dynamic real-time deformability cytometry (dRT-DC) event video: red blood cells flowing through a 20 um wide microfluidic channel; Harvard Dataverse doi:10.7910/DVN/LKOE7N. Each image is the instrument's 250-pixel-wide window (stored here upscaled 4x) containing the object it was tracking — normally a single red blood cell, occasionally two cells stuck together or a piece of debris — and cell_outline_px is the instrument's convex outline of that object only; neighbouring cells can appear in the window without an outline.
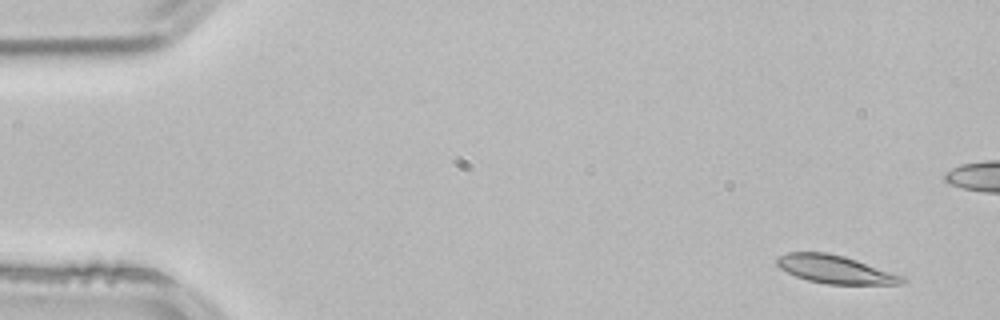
{"species": "common noctule bat (a hibernating species)", "species_latin": "Nyctalus noctula", "temperature_condition": "room temperature", "stored_images_in_passage": 4, "camera_frame_rate_fps": 3000, "um_per_image_px": 0.085, "animal": {"sex": "male", "body_mass_g": 21.5, "forearm_length_mm": 52.0}, "frame": {"image": 1, "passage_image": 1, "time_ms": 0.0, "image_size_px": [1000, 320], "cell_outline_px": [[908, 280], [904, 284], [828, 284], [808, 280], [796, 276], [780, 268], [776, 264], [776, 260], [780, 256], [788, 252], [828, 252], [844, 256], [904, 276]], "centroid_in_image_um": [71.02, 22.9], "position_along_channel_um": 14.0, "area_um2": 20.4}}